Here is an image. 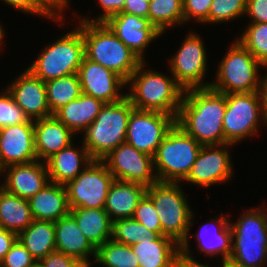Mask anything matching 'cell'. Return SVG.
<instances>
[{
	"mask_svg": "<svg viewBox=\"0 0 267 267\" xmlns=\"http://www.w3.org/2000/svg\"><path fill=\"white\" fill-rule=\"evenodd\" d=\"M226 94L211 87L184 91L176 124L200 145L224 144Z\"/></svg>",
	"mask_w": 267,
	"mask_h": 267,
	"instance_id": "6da1fadb",
	"label": "cell"
},
{
	"mask_svg": "<svg viewBox=\"0 0 267 267\" xmlns=\"http://www.w3.org/2000/svg\"><path fill=\"white\" fill-rule=\"evenodd\" d=\"M85 57L108 68L125 82L143 62L104 22L80 21Z\"/></svg>",
	"mask_w": 267,
	"mask_h": 267,
	"instance_id": "7a4b0ae2",
	"label": "cell"
},
{
	"mask_svg": "<svg viewBox=\"0 0 267 267\" xmlns=\"http://www.w3.org/2000/svg\"><path fill=\"white\" fill-rule=\"evenodd\" d=\"M143 61L132 73L126 85H131L126 97L135 109L157 111L178 115L184 90L175 79L161 73L145 69Z\"/></svg>",
	"mask_w": 267,
	"mask_h": 267,
	"instance_id": "3957f363",
	"label": "cell"
},
{
	"mask_svg": "<svg viewBox=\"0 0 267 267\" xmlns=\"http://www.w3.org/2000/svg\"><path fill=\"white\" fill-rule=\"evenodd\" d=\"M158 214L162 235L180 245V250H189V228L193 213L179 182H156L146 190Z\"/></svg>",
	"mask_w": 267,
	"mask_h": 267,
	"instance_id": "277c9868",
	"label": "cell"
},
{
	"mask_svg": "<svg viewBox=\"0 0 267 267\" xmlns=\"http://www.w3.org/2000/svg\"><path fill=\"white\" fill-rule=\"evenodd\" d=\"M134 106L125 96L122 100L105 103L99 114L83 132V146L93 160L104 159L126 141V131Z\"/></svg>",
	"mask_w": 267,
	"mask_h": 267,
	"instance_id": "5b68a950",
	"label": "cell"
},
{
	"mask_svg": "<svg viewBox=\"0 0 267 267\" xmlns=\"http://www.w3.org/2000/svg\"><path fill=\"white\" fill-rule=\"evenodd\" d=\"M231 254L227 263L236 267H264L267 261V216L264 209L244 212L230 223ZM235 238V239H234Z\"/></svg>",
	"mask_w": 267,
	"mask_h": 267,
	"instance_id": "8992f818",
	"label": "cell"
},
{
	"mask_svg": "<svg viewBox=\"0 0 267 267\" xmlns=\"http://www.w3.org/2000/svg\"><path fill=\"white\" fill-rule=\"evenodd\" d=\"M201 148L202 145L175 123L153 156L158 181L180 183L184 180Z\"/></svg>",
	"mask_w": 267,
	"mask_h": 267,
	"instance_id": "52a82bcc",
	"label": "cell"
},
{
	"mask_svg": "<svg viewBox=\"0 0 267 267\" xmlns=\"http://www.w3.org/2000/svg\"><path fill=\"white\" fill-rule=\"evenodd\" d=\"M83 32L77 28L40 53L27 69L44 82L78 72L84 58Z\"/></svg>",
	"mask_w": 267,
	"mask_h": 267,
	"instance_id": "ba28073f",
	"label": "cell"
},
{
	"mask_svg": "<svg viewBox=\"0 0 267 267\" xmlns=\"http://www.w3.org/2000/svg\"><path fill=\"white\" fill-rule=\"evenodd\" d=\"M226 54L218 66L217 82L210 87L224 94L258 92V68L263 65L238 40Z\"/></svg>",
	"mask_w": 267,
	"mask_h": 267,
	"instance_id": "9c48e42d",
	"label": "cell"
},
{
	"mask_svg": "<svg viewBox=\"0 0 267 267\" xmlns=\"http://www.w3.org/2000/svg\"><path fill=\"white\" fill-rule=\"evenodd\" d=\"M259 121L265 124L259 92L226 94L223 119L224 144L235 145L247 136L256 134Z\"/></svg>",
	"mask_w": 267,
	"mask_h": 267,
	"instance_id": "30bf717a",
	"label": "cell"
},
{
	"mask_svg": "<svg viewBox=\"0 0 267 267\" xmlns=\"http://www.w3.org/2000/svg\"><path fill=\"white\" fill-rule=\"evenodd\" d=\"M114 180L102 160H92L75 179L65 185L69 208L104 209Z\"/></svg>",
	"mask_w": 267,
	"mask_h": 267,
	"instance_id": "8fae6325",
	"label": "cell"
},
{
	"mask_svg": "<svg viewBox=\"0 0 267 267\" xmlns=\"http://www.w3.org/2000/svg\"><path fill=\"white\" fill-rule=\"evenodd\" d=\"M176 123L172 115L148 110L133 109L126 131V143L135 149L154 156L167 132Z\"/></svg>",
	"mask_w": 267,
	"mask_h": 267,
	"instance_id": "7c38bea8",
	"label": "cell"
},
{
	"mask_svg": "<svg viewBox=\"0 0 267 267\" xmlns=\"http://www.w3.org/2000/svg\"><path fill=\"white\" fill-rule=\"evenodd\" d=\"M205 52L199 35L191 32L170 59L172 77L184 91L210 87L211 83H202L207 65Z\"/></svg>",
	"mask_w": 267,
	"mask_h": 267,
	"instance_id": "4fadbf2b",
	"label": "cell"
},
{
	"mask_svg": "<svg viewBox=\"0 0 267 267\" xmlns=\"http://www.w3.org/2000/svg\"><path fill=\"white\" fill-rule=\"evenodd\" d=\"M102 161L115 180L132 182L148 188L158 182L153 174V156L122 143L111 151Z\"/></svg>",
	"mask_w": 267,
	"mask_h": 267,
	"instance_id": "5bb4252c",
	"label": "cell"
},
{
	"mask_svg": "<svg viewBox=\"0 0 267 267\" xmlns=\"http://www.w3.org/2000/svg\"><path fill=\"white\" fill-rule=\"evenodd\" d=\"M230 146H232L230 143L202 146L188 176L183 181L204 187L228 181L233 174L227 150Z\"/></svg>",
	"mask_w": 267,
	"mask_h": 267,
	"instance_id": "9a60e30c",
	"label": "cell"
},
{
	"mask_svg": "<svg viewBox=\"0 0 267 267\" xmlns=\"http://www.w3.org/2000/svg\"><path fill=\"white\" fill-rule=\"evenodd\" d=\"M36 160L34 120L0 129V172L9 165Z\"/></svg>",
	"mask_w": 267,
	"mask_h": 267,
	"instance_id": "2e32d148",
	"label": "cell"
},
{
	"mask_svg": "<svg viewBox=\"0 0 267 267\" xmlns=\"http://www.w3.org/2000/svg\"><path fill=\"white\" fill-rule=\"evenodd\" d=\"M78 77L82 93L102 100L104 103H113L122 100L126 94H120V88L126 85V82L117 74L87 59H82L78 69Z\"/></svg>",
	"mask_w": 267,
	"mask_h": 267,
	"instance_id": "e0dca14e",
	"label": "cell"
},
{
	"mask_svg": "<svg viewBox=\"0 0 267 267\" xmlns=\"http://www.w3.org/2000/svg\"><path fill=\"white\" fill-rule=\"evenodd\" d=\"M104 23L142 61H145L143 56L147 45L162 34L148 18L123 12L109 17Z\"/></svg>",
	"mask_w": 267,
	"mask_h": 267,
	"instance_id": "ac0fdd59",
	"label": "cell"
},
{
	"mask_svg": "<svg viewBox=\"0 0 267 267\" xmlns=\"http://www.w3.org/2000/svg\"><path fill=\"white\" fill-rule=\"evenodd\" d=\"M17 78L7 89L25 114L31 120L52 116L48 105L45 82L33 75L28 69Z\"/></svg>",
	"mask_w": 267,
	"mask_h": 267,
	"instance_id": "d6986e66",
	"label": "cell"
},
{
	"mask_svg": "<svg viewBox=\"0 0 267 267\" xmlns=\"http://www.w3.org/2000/svg\"><path fill=\"white\" fill-rule=\"evenodd\" d=\"M41 162L36 160L27 164H13L5 167L0 172L1 176L4 170H8L5 183L1 186L16 196L30 199L50 182L46 163Z\"/></svg>",
	"mask_w": 267,
	"mask_h": 267,
	"instance_id": "ffe728a7",
	"label": "cell"
},
{
	"mask_svg": "<svg viewBox=\"0 0 267 267\" xmlns=\"http://www.w3.org/2000/svg\"><path fill=\"white\" fill-rule=\"evenodd\" d=\"M73 132L55 116L34 120L37 160H47L72 143Z\"/></svg>",
	"mask_w": 267,
	"mask_h": 267,
	"instance_id": "44dd1931",
	"label": "cell"
},
{
	"mask_svg": "<svg viewBox=\"0 0 267 267\" xmlns=\"http://www.w3.org/2000/svg\"><path fill=\"white\" fill-rule=\"evenodd\" d=\"M28 201L34 220L55 222L70 213L67 190L62 184L49 182Z\"/></svg>",
	"mask_w": 267,
	"mask_h": 267,
	"instance_id": "7402d4cb",
	"label": "cell"
},
{
	"mask_svg": "<svg viewBox=\"0 0 267 267\" xmlns=\"http://www.w3.org/2000/svg\"><path fill=\"white\" fill-rule=\"evenodd\" d=\"M56 251L90 264L88 257H96V248L89 242L69 213L54 222Z\"/></svg>",
	"mask_w": 267,
	"mask_h": 267,
	"instance_id": "603a6c76",
	"label": "cell"
},
{
	"mask_svg": "<svg viewBox=\"0 0 267 267\" xmlns=\"http://www.w3.org/2000/svg\"><path fill=\"white\" fill-rule=\"evenodd\" d=\"M81 149L80 152L73 148L71 143L45 161L50 182L66 185L84 170L81 166L86 167L91 163L93 159L87 149L84 146Z\"/></svg>",
	"mask_w": 267,
	"mask_h": 267,
	"instance_id": "cb8c5ba5",
	"label": "cell"
},
{
	"mask_svg": "<svg viewBox=\"0 0 267 267\" xmlns=\"http://www.w3.org/2000/svg\"><path fill=\"white\" fill-rule=\"evenodd\" d=\"M146 190L140 184L114 180L109 188L104 210L112 221L131 218Z\"/></svg>",
	"mask_w": 267,
	"mask_h": 267,
	"instance_id": "d4e9b609",
	"label": "cell"
},
{
	"mask_svg": "<svg viewBox=\"0 0 267 267\" xmlns=\"http://www.w3.org/2000/svg\"><path fill=\"white\" fill-rule=\"evenodd\" d=\"M104 104L102 100L82 93L77 99L58 109L53 116L75 134L84 131L94 122Z\"/></svg>",
	"mask_w": 267,
	"mask_h": 267,
	"instance_id": "484cf974",
	"label": "cell"
},
{
	"mask_svg": "<svg viewBox=\"0 0 267 267\" xmlns=\"http://www.w3.org/2000/svg\"><path fill=\"white\" fill-rule=\"evenodd\" d=\"M137 255L140 267H174L180 245L172 238L160 235L153 240H145L131 246Z\"/></svg>",
	"mask_w": 267,
	"mask_h": 267,
	"instance_id": "4316f807",
	"label": "cell"
},
{
	"mask_svg": "<svg viewBox=\"0 0 267 267\" xmlns=\"http://www.w3.org/2000/svg\"><path fill=\"white\" fill-rule=\"evenodd\" d=\"M70 214L96 249L112 238L113 221L104 209L73 208Z\"/></svg>",
	"mask_w": 267,
	"mask_h": 267,
	"instance_id": "83f0119b",
	"label": "cell"
},
{
	"mask_svg": "<svg viewBox=\"0 0 267 267\" xmlns=\"http://www.w3.org/2000/svg\"><path fill=\"white\" fill-rule=\"evenodd\" d=\"M33 220L29 201L8 192L0 186V228L18 235Z\"/></svg>",
	"mask_w": 267,
	"mask_h": 267,
	"instance_id": "f1b7e54d",
	"label": "cell"
},
{
	"mask_svg": "<svg viewBox=\"0 0 267 267\" xmlns=\"http://www.w3.org/2000/svg\"><path fill=\"white\" fill-rule=\"evenodd\" d=\"M17 239L37 261H40L56 250L54 222L33 220L17 235Z\"/></svg>",
	"mask_w": 267,
	"mask_h": 267,
	"instance_id": "f546056e",
	"label": "cell"
},
{
	"mask_svg": "<svg viewBox=\"0 0 267 267\" xmlns=\"http://www.w3.org/2000/svg\"><path fill=\"white\" fill-rule=\"evenodd\" d=\"M212 221L218 223L217 230L212 234V232L206 228L208 227L207 225H203V227L200 226L201 230L203 229L204 232L200 230L196 235L197 242H199L197 247L200 248L201 252H204L207 255L216 257L217 254H222V263H227L231 254L232 242L230 221L229 219L227 220V217H224L223 215L221 218L218 219L216 217ZM201 232H203V235H206V232H210L212 235L209 237L211 238H208L207 235L206 238H208V241L206 242V239L203 238Z\"/></svg>",
	"mask_w": 267,
	"mask_h": 267,
	"instance_id": "4dcf8cb0",
	"label": "cell"
},
{
	"mask_svg": "<svg viewBox=\"0 0 267 267\" xmlns=\"http://www.w3.org/2000/svg\"><path fill=\"white\" fill-rule=\"evenodd\" d=\"M45 86L48 105L52 114L82 94L77 73L47 81Z\"/></svg>",
	"mask_w": 267,
	"mask_h": 267,
	"instance_id": "1f68e13d",
	"label": "cell"
},
{
	"mask_svg": "<svg viewBox=\"0 0 267 267\" xmlns=\"http://www.w3.org/2000/svg\"><path fill=\"white\" fill-rule=\"evenodd\" d=\"M148 19L160 33L176 24H183V1L150 0Z\"/></svg>",
	"mask_w": 267,
	"mask_h": 267,
	"instance_id": "d6a6232c",
	"label": "cell"
},
{
	"mask_svg": "<svg viewBox=\"0 0 267 267\" xmlns=\"http://www.w3.org/2000/svg\"><path fill=\"white\" fill-rule=\"evenodd\" d=\"M95 260L104 267H140L131 246L108 240L96 249Z\"/></svg>",
	"mask_w": 267,
	"mask_h": 267,
	"instance_id": "836d02e7",
	"label": "cell"
},
{
	"mask_svg": "<svg viewBox=\"0 0 267 267\" xmlns=\"http://www.w3.org/2000/svg\"><path fill=\"white\" fill-rule=\"evenodd\" d=\"M156 232L150 231L133 217L113 221L112 238L114 241L132 246L145 240L158 238Z\"/></svg>",
	"mask_w": 267,
	"mask_h": 267,
	"instance_id": "e575fe53",
	"label": "cell"
},
{
	"mask_svg": "<svg viewBox=\"0 0 267 267\" xmlns=\"http://www.w3.org/2000/svg\"><path fill=\"white\" fill-rule=\"evenodd\" d=\"M237 40L267 68V23H250Z\"/></svg>",
	"mask_w": 267,
	"mask_h": 267,
	"instance_id": "d590c367",
	"label": "cell"
},
{
	"mask_svg": "<svg viewBox=\"0 0 267 267\" xmlns=\"http://www.w3.org/2000/svg\"><path fill=\"white\" fill-rule=\"evenodd\" d=\"M247 0H213L208 13V23H221L245 15Z\"/></svg>",
	"mask_w": 267,
	"mask_h": 267,
	"instance_id": "8d00e7d4",
	"label": "cell"
},
{
	"mask_svg": "<svg viewBox=\"0 0 267 267\" xmlns=\"http://www.w3.org/2000/svg\"><path fill=\"white\" fill-rule=\"evenodd\" d=\"M30 118L16 104L11 93L6 89L0 95V129L7 126L27 123Z\"/></svg>",
	"mask_w": 267,
	"mask_h": 267,
	"instance_id": "74e56055",
	"label": "cell"
},
{
	"mask_svg": "<svg viewBox=\"0 0 267 267\" xmlns=\"http://www.w3.org/2000/svg\"><path fill=\"white\" fill-rule=\"evenodd\" d=\"M133 218L150 231L162 235L161 223L152 200L145 194L135 209Z\"/></svg>",
	"mask_w": 267,
	"mask_h": 267,
	"instance_id": "f35d334b",
	"label": "cell"
},
{
	"mask_svg": "<svg viewBox=\"0 0 267 267\" xmlns=\"http://www.w3.org/2000/svg\"><path fill=\"white\" fill-rule=\"evenodd\" d=\"M37 260L17 239L0 261V267H33Z\"/></svg>",
	"mask_w": 267,
	"mask_h": 267,
	"instance_id": "ab89813d",
	"label": "cell"
},
{
	"mask_svg": "<svg viewBox=\"0 0 267 267\" xmlns=\"http://www.w3.org/2000/svg\"><path fill=\"white\" fill-rule=\"evenodd\" d=\"M184 23L195 19L197 22L208 23V13L213 0H182Z\"/></svg>",
	"mask_w": 267,
	"mask_h": 267,
	"instance_id": "60d3db41",
	"label": "cell"
},
{
	"mask_svg": "<svg viewBox=\"0 0 267 267\" xmlns=\"http://www.w3.org/2000/svg\"><path fill=\"white\" fill-rule=\"evenodd\" d=\"M40 262L45 267H90V264L56 250L42 258Z\"/></svg>",
	"mask_w": 267,
	"mask_h": 267,
	"instance_id": "b9f144b4",
	"label": "cell"
},
{
	"mask_svg": "<svg viewBox=\"0 0 267 267\" xmlns=\"http://www.w3.org/2000/svg\"><path fill=\"white\" fill-rule=\"evenodd\" d=\"M245 14L252 23H267V0H247Z\"/></svg>",
	"mask_w": 267,
	"mask_h": 267,
	"instance_id": "7bdbcfd3",
	"label": "cell"
},
{
	"mask_svg": "<svg viewBox=\"0 0 267 267\" xmlns=\"http://www.w3.org/2000/svg\"><path fill=\"white\" fill-rule=\"evenodd\" d=\"M101 8H103L104 13L99 15V17L92 20L87 18L81 19V21L87 22H105L109 17L122 12L124 8V3L126 0H98Z\"/></svg>",
	"mask_w": 267,
	"mask_h": 267,
	"instance_id": "ee69618b",
	"label": "cell"
},
{
	"mask_svg": "<svg viewBox=\"0 0 267 267\" xmlns=\"http://www.w3.org/2000/svg\"><path fill=\"white\" fill-rule=\"evenodd\" d=\"M34 1L50 16L51 19H55L56 21L57 20L60 21V19L62 20L63 17L60 12L64 10L63 8H66L69 5L68 0H34Z\"/></svg>",
	"mask_w": 267,
	"mask_h": 267,
	"instance_id": "f6af8a7d",
	"label": "cell"
},
{
	"mask_svg": "<svg viewBox=\"0 0 267 267\" xmlns=\"http://www.w3.org/2000/svg\"><path fill=\"white\" fill-rule=\"evenodd\" d=\"M6 4L25 13L50 17L34 0H3Z\"/></svg>",
	"mask_w": 267,
	"mask_h": 267,
	"instance_id": "bcb514c9",
	"label": "cell"
},
{
	"mask_svg": "<svg viewBox=\"0 0 267 267\" xmlns=\"http://www.w3.org/2000/svg\"><path fill=\"white\" fill-rule=\"evenodd\" d=\"M149 1L150 0H126L122 12L148 18Z\"/></svg>",
	"mask_w": 267,
	"mask_h": 267,
	"instance_id": "7dc6e473",
	"label": "cell"
},
{
	"mask_svg": "<svg viewBox=\"0 0 267 267\" xmlns=\"http://www.w3.org/2000/svg\"><path fill=\"white\" fill-rule=\"evenodd\" d=\"M174 267H209L194 260L189 250H179L174 261ZM224 267V263H222Z\"/></svg>",
	"mask_w": 267,
	"mask_h": 267,
	"instance_id": "c3c4849f",
	"label": "cell"
},
{
	"mask_svg": "<svg viewBox=\"0 0 267 267\" xmlns=\"http://www.w3.org/2000/svg\"><path fill=\"white\" fill-rule=\"evenodd\" d=\"M16 240V233L0 228V261L4 258Z\"/></svg>",
	"mask_w": 267,
	"mask_h": 267,
	"instance_id": "681fc988",
	"label": "cell"
},
{
	"mask_svg": "<svg viewBox=\"0 0 267 267\" xmlns=\"http://www.w3.org/2000/svg\"><path fill=\"white\" fill-rule=\"evenodd\" d=\"M258 92L261 98L262 115L267 124V74L261 78Z\"/></svg>",
	"mask_w": 267,
	"mask_h": 267,
	"instance_id": "f907efd6",
	"label": "cell"
},
{
	"mask_svg": "<svg viewBox=\"0 0 267 267\" xmlns=\"http://www.w3.org/2000/svg\"><path fill=\"white\" fill-rule=\"evenodd\" d=\"M3 37H4V30L0 24V47H1V42L3 40ZM1 49V48H0Z\"/></svg>",
	"mask_w": 267,
	"mask_h": 267,
	"instance_id": "816d5d0a",
	"label": "cell"
},
{
	"mask_svg": "<svg viewBox=\"0 0 267 267\" xmlns=\"http://www.w3.org/2000/svg\"><path fill=\"white\" fill-rule=\"evenodd\" d=\"M33 267H45L40 261H37Z\"/></svg>",
	"mask_w": 267,
	"mask_h": 267,
	"instance_id": "f5cc1de1",
	"label": "cell"
},
{
	"mask_svg": "<svg viewBox=\"0 0 267 267\" xmlns=\"http://www.w3.org/2000/svg\"><path fill=\"white\" fill-rule=\"evenodd\" d=\"M224 267H236V266L231 265L230 263H224Z\"/></svg>",
	"mask_w": 267,
	"mask_h": 267,
	"instance_id": "db71d44e",
	"label": "cell"
}]
</instances>
